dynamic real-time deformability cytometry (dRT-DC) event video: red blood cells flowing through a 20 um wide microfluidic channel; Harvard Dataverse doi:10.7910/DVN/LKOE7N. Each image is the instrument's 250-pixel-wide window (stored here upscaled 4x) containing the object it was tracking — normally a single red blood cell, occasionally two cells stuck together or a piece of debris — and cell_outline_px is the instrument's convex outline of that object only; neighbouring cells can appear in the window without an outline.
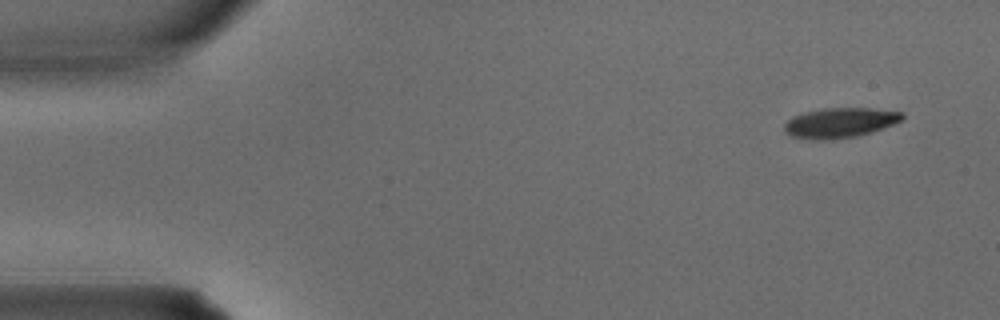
{"species": "common noctule bat (a hibernating species)", "species_latin": "Nyctalus noctula", "temperature_condition": "warm", "stored_images_in_passage": 4, "camera_frame_rate_fps": 3000, "um_per_image_px": 0.085, "animal": {"sex": "male", "body_mass_g": 15.6}, "frame": {"image": 1, "passage_image": 1, "time_ms": 0.0, "image_size_px": [1000, 320], "cell_outline_px": [[904, 116], [900, 120], [892, 124], [872, 132], [856, 136], [828, 140], [812, 140], [792, 136], [784, 132], [784, 124], [792, 116], [804, 112], [824, 108], [872, 108], [904, 112]], "centroid_in_image_um": [71.36, 10.43], "position_along_channel_um": 13.6, "area_um2": 20.63}}
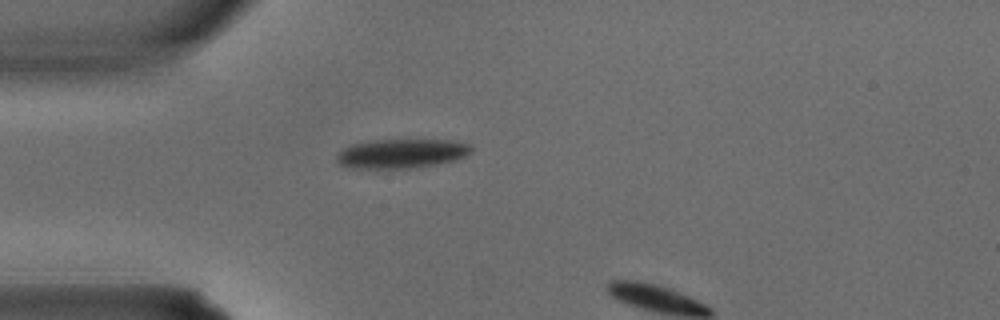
{"frame": {"image": 2, "passage_image": 3, "time_ms": 0.667, "image_size_px": [1000, 320], "cell_outline_px": [[472, 152], [456, 160], [416, 168], [352, 168], [340, 164], [336, 160], [336, 156], [344, 148], [352, 144], [372, 140], [448, 140], [472, 144]], "centroid_in_image_um": [34.15, 13.05], "position_along_channel_um": 50.8, "area_um2": 22.95}}